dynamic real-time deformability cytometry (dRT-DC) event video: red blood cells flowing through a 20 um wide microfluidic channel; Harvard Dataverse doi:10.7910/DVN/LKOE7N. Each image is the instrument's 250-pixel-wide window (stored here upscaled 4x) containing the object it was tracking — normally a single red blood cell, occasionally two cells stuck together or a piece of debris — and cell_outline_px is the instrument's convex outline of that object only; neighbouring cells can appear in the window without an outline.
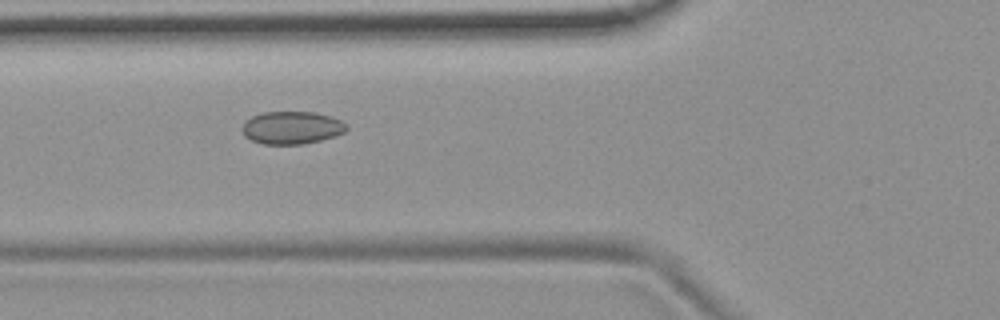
{"species": "common noctule bat (a hibernating species)", "species_latin": "Nyctalus noctula", "temperature_condition": "room temperature", "stored_images_in_passage": 43, "camera_frame_rate_fps": 3000, "um_per_image_px": 0.085, "animal": {"sex": "female", "body_mass_g": 19.9}, "frame": {"image": 1, "passage_image": 9, "time_ms": 2.667, "image_size_px": [1000, 320], "cell_outline_px": [[348, 128], [344, 132], [336, 136], [304, 144], [260, 144], [244, 136], [240, 128], [244, 120], [252, 116], [264, 112], [312, 112], [332, 116], [348, 124]], "centroid_in_image_um": [24.78, 10.85], "position_along_channel_um": 101.0, "area_um2": 20.17}}
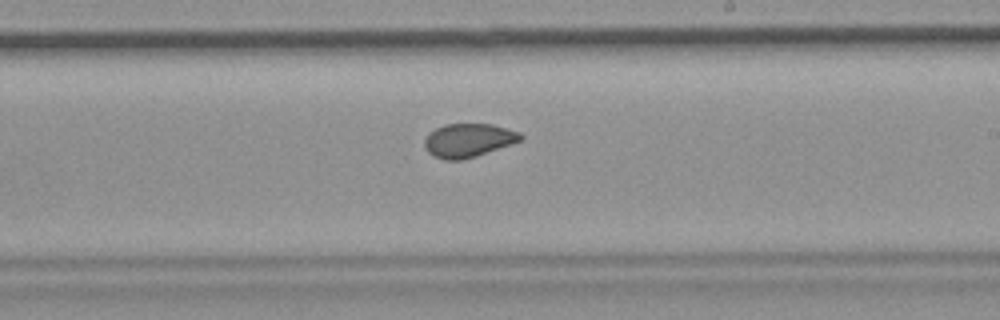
{"frame": {"image": 2, "passage_image": 21, "time_ms": 6.667, "image_size_px": [1000, 320], "cell_outline_px": [[524, 136], [520, 140], [476, 156], [460, 160], [444, 160], [432, 156], [424, 148], [424, 140], [428, 132], [444, 124], [492, 124], [520, 132]], "centroid_in_image_um": [39.75, 11.92], "position_along_channel_um": 249.3, "area_um2": 18.79}}
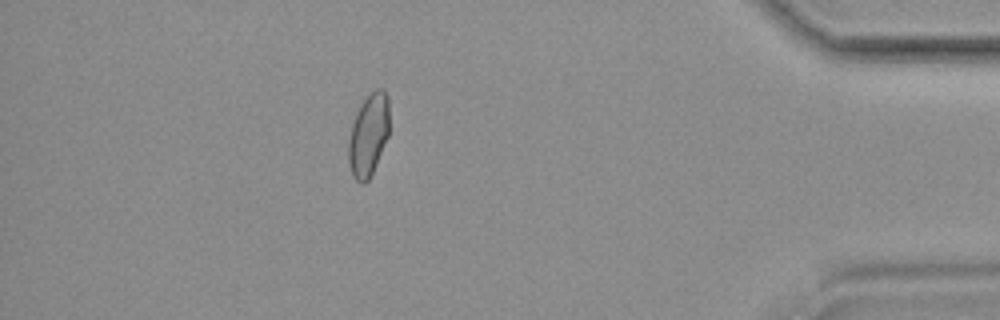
{"frame": {"image": 3, "passage_image": 37, "time_ms": 12.0, "image_size_px": [1000, 320], "cell_outline_px": [[388, 136], [376, 164], [368, 180], [364, 184], [360, 184], [352, 176], [348, 160], [348, 140], [352, 124], [364, 100], [376, 88], [380, 88], [388, 96]], "centroid_in_image_um": [31.31, 11.52], "position_along_channel_um": 403.9, "area_um2": 19.25}, "authors_computed_cell_mechanics": {"area_um2": 19.5364, "velocity_mm_per_s": 3.707, "shape_relaxation_time_tau1_ms": null, "shape_relaxation_time_tau2_ms": 1.5805, "deformation_change_tau1": null, "deformation_change_tau2": 0.0524}}